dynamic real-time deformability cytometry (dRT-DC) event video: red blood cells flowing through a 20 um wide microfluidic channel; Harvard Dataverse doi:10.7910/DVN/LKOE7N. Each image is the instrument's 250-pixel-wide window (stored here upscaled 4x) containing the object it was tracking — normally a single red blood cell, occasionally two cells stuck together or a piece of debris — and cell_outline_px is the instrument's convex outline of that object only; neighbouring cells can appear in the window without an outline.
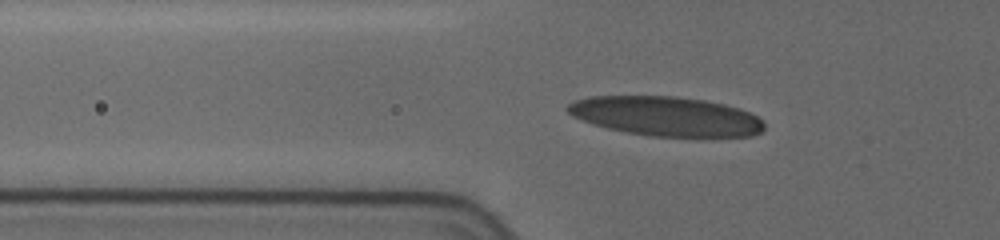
{"species": "human", "species_latin": "Homo sapiens", "temperature_condition": "cold", "stored_images_in_passage": 14, "camera_frame_rate_fps": 3000, "um_per_image_px": 0.085, "donor": {"sex": "female"}, "frame": {"image": 1, "passage_image": 12, "time_ms": 6.0, "image_size_px": [1000, 240], "cell_outline_px": [[764, 128], [760, 132], [752, 136], [652, 136], [628, 132], [608, 128], [592, 124], [572, 116], [564, 108], [568, 104], [576, 100], [588, 96], [676, 96], [704, 100], [724, 104], [740, 108], [756, 116], [764, 124]], "centroid_in_image_um": [56.57, 9.87], "position_along_channel_um": 69.2, "area_um2": 44.97}}